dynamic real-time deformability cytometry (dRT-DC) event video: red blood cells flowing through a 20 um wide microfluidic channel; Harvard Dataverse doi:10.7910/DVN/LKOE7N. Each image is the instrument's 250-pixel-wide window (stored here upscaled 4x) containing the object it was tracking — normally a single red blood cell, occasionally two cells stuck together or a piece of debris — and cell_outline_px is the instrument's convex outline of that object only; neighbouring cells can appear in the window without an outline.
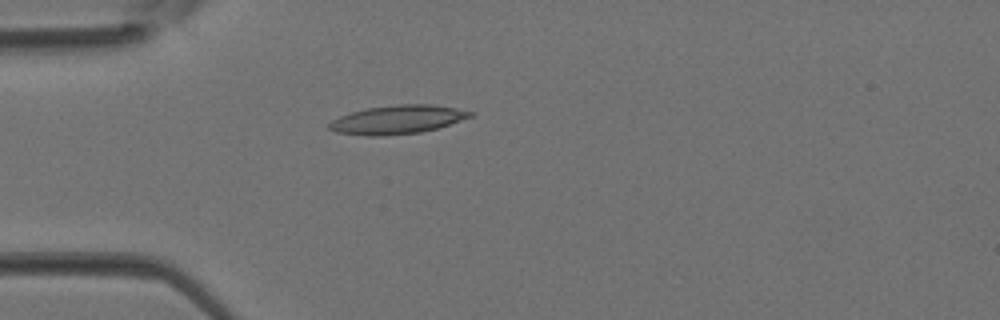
{"species": "Egyptian fruit bat (a non-hibernating species)", "species_latin": "Rousettus aegyptiacus", "temperature_condition": "room temperature", "stored_images_in_passage": 5, "camera_frame_rate_fps": 3000, "um_per_image_px": 0.085, "animal": {"sex": "female"}, "frame": {"image": 1, "passage_image": 5, "time_ms": 1.333, "image_size_px": [1000, 320], "cell_outline_px": [[476, 112], [472, 116], [436, 128], [420, 132], [380, 136], [368, 136], [336, 132], [328, 128], [328, 124], [332, 120], [340, 116], [352, 112], [368, 108], [396, 104], [432, 104], [456, 108]], "centroid_in_image_um": [33.77, 10.16], "position_along_channel_um": 51.2, "area_um2": 23.35}}